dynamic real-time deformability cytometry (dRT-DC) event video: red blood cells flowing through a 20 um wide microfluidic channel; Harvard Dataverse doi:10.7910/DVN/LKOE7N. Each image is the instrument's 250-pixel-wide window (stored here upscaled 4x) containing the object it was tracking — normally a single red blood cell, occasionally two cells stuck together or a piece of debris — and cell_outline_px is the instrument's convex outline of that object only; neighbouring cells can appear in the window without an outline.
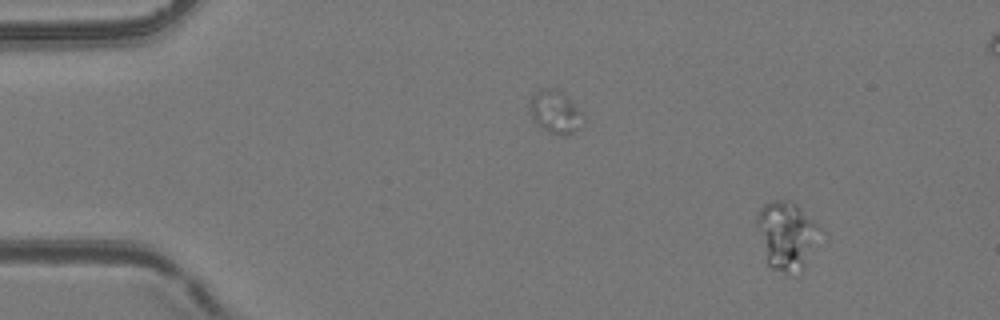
{"species": "common noctule bat (a hibernating species)", "species_latin": "Nyctalus noctula", "temperature_condition": "room temperature", "stored_images_in_passage": 4, "camera_frame_rate_fps": 3000, "um_per_image_px": 0.085, "animal": {"sex": "female", "body_mass_g": 24.6, "forearm_length_mm": 56.2}, "frame": {"image": 1, "passage_image": 1, "time_ms": 0.0, "image_size_px": [1000, 320], "cell_outline_px": [[820, 228], [804, 264], [788, 276], [784, 276], [772, 268], [768, 264], [756, 224], [756, 220], [760, 208], [764, 204], [776, 200], [784, 200], [796, 204]], "centroid_in_image_um": [66.78, 20.0], "position_along_channel_um": 18.2, "area_um2": 23.87}}